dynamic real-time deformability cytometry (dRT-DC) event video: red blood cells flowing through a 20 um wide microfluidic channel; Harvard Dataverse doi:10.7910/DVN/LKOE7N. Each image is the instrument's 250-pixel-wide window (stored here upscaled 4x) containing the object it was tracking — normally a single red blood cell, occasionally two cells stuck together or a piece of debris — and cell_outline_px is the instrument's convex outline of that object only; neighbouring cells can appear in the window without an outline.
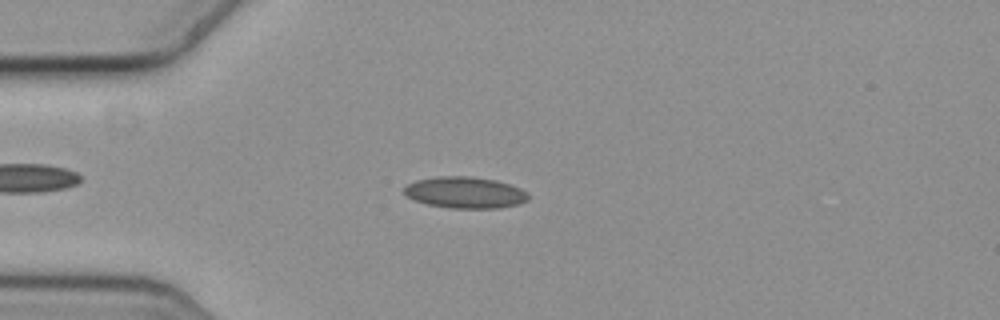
{"species": "common noctule bat (a hibernating species)", "species_latin": "Nyctalus noctula", "temperature_condition": "cold", "stored_images_in_passage": 45, "camera_frame_rate_fps": 3000, "um_per_image_px": 0.085, "animal": {"sex": "female", "body_mass_g": 19.3, "forearm_length_mm": 54.1}, "frame": {"image": 1, "passage_image": 9, "time_ms": 2.667, "image_size_px": [1000, 320], "cell_outline_px": [[528, 200], [520, 204], [500, 208], [448, 208], [428, 204], [404, 196], [404, 188], [408, 184], [416, 180], [440, 176], [468, 176], [496, 180], [520, 188], [528, 192]], "centroid_in_image_um": [39.54, 16.37], "position_along_channel_um": 45.5, "area_um2": 22.77}}
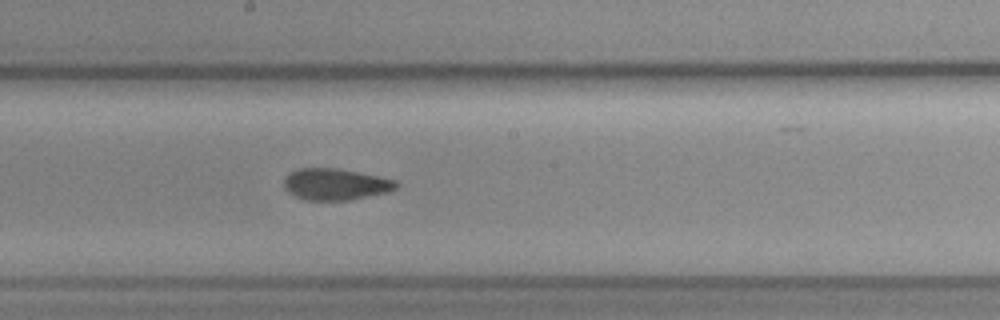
{"frame": {"image": 2, "passage_image": 25, "time_ms": 8.0, "image_size_px": [1000, 320], "cell_outline_px": [[400, 184], [396, 188], [388, 192], [352, 200], [308, 200], [296, 196], [288, 192], [284, 188], [284, 180], [288, 172], [296, 168], [336, 168], [360, 172], [396, 180]], "centroid_in_image_um": [28.52, 15.65], "position_along_channel_um": 219.7, "area_um2": 20.81}}
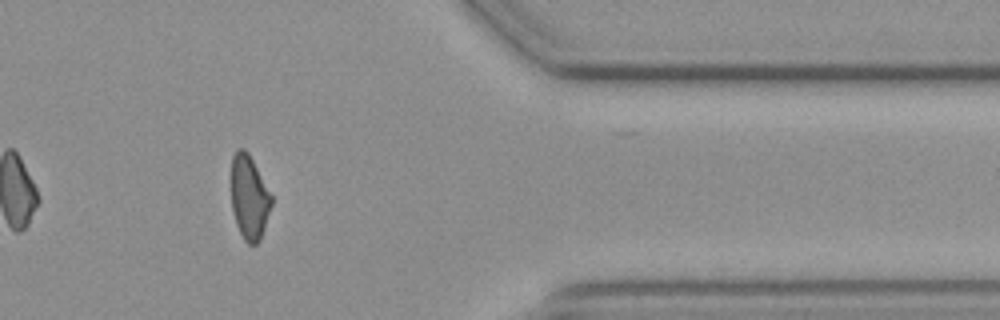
{"frame": {"image": 3, "passage_image": 41, "time_ms": 13.333, "image_size_px": [1000, 320], "cell_outline_px": [[272, 204], [260, 240], [256, 244], [248, 244], [244, 240], [236, 224], [232, 208], [232, 156], [236, 148], [244, 148], [248, 152], [272, 196]], "centroid_in_image_um": [21.18, 16.77], "position_along_channel_um": 390.2, "area_um2": 19.54}, "authors_computed_cell_mechanics": {"area_um2": 21.2704, "velocity_mm_per_s": 3.6254, "shape_relaxation_time_tau1_ms": null, "shape_relaxation_time_tau2_ms": 2.4721, "deformation_change_tau1": null, "deformation_change_tau2": 0.0903}}